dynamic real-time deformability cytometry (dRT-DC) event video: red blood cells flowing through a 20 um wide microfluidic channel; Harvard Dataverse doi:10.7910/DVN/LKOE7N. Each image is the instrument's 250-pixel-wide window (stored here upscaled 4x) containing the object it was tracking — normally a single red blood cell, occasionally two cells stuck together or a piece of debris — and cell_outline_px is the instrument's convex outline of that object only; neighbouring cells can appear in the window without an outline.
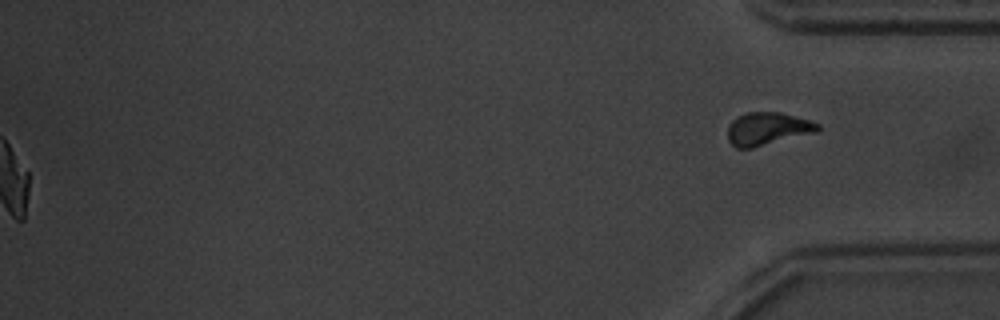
{"species": "common noctule bat (a hibernating species)", "species_latin": "Nyctalus noctula", "temperature_condition": "warm", "stored_images_in_passage": 55, "segment_of_instrument_passage": [2, 2], "camera_frame_rate_fps": 3000, "um_per_image_px": 0.085, "animal": {"sex": "male", "body_mass_g": 20.1, "forearm_length_mm": 53.5}, "frame": {"image": 1, "passage_image": 55, "time_ms": 18.0, "image_size_px": [1000, 320], "cell_outline_px": [[820, 128], [816, 132], [752, 148], [736, 148], [728, 140], [728, 124], [736, 116], [748, 112], [780, 112], [808, 120], [820, 124]], "centroid_in_image_um": [65.2, 10.94], "position_along_channel_um": 370.0, "area_um2": 17.17}}